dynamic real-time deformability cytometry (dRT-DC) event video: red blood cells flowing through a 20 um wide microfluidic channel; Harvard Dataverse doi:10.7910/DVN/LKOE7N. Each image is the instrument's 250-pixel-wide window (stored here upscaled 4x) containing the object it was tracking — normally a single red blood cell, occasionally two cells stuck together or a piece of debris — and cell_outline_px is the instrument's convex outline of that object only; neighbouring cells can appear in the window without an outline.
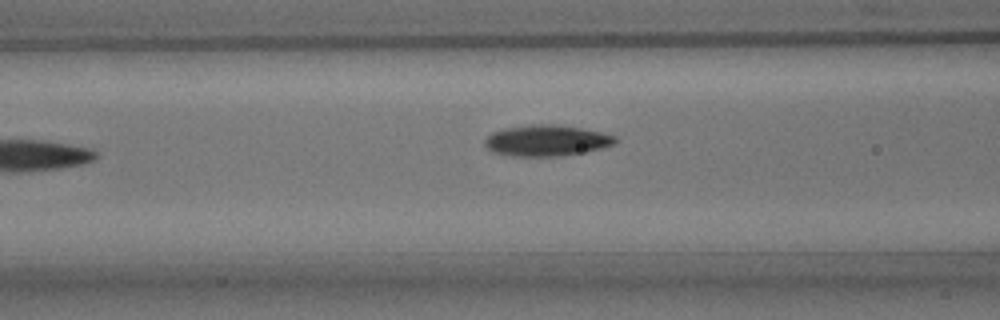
{"species": "common noctule bat (a hibernating species)", "species_latin": "Nyctalus noctula", "temperature_condition": "room temperature", "stored_images_in_passage": 8, "camera_frame_rate_fps": 3000, "um_per_image_px": 0.085, "animal": {"sex": "male", "body_mass_g": 15.6}, "frame": {"image": 1, "passage_image": 7, "time_ms": 7.0, "image_size_px": [1000, 320], "cell_outline_px": [[620, 140], [616, 144], [600, 148], [560, 156], [512, 156], [492, 152], [484, 144], [484, 140], [492, 132], [504, 128], [532, 124], [556, 124], [580, 128], [600, 132], [616, 136]], "centroid_in_image_um": [46.45, 11.94], "position_along_channel_um": 120.2, "area_um2": 23.58}}
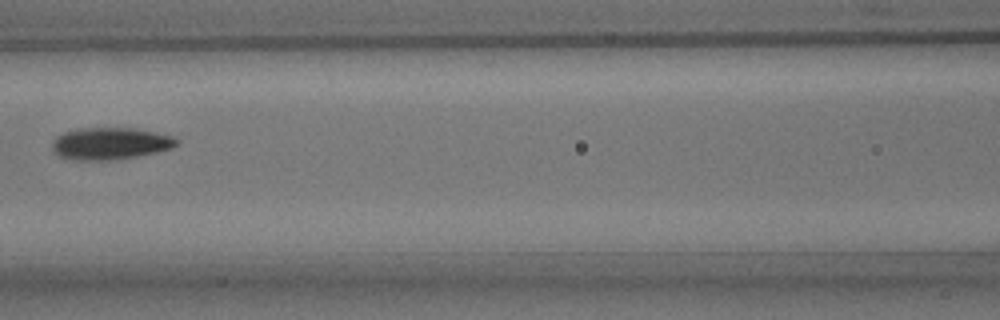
{"frame": {"image": 2, "passage_image": 8, "time_ms": 8.0, "image_size_px": [1000, 320], "cell_outline_px": [[180, 140], [172, 148], [156, 152], [136, 156], [112, 160], [72, 160], [60, 156], [52, 148], [52, 144], [56, 136], [64, 132], [76, 128], [136, 128], [172, 136]], "centroid_in_image_um": [9.36, 12.19], "position_along_channel_um": 157.2, "area_um2": 23.18}}